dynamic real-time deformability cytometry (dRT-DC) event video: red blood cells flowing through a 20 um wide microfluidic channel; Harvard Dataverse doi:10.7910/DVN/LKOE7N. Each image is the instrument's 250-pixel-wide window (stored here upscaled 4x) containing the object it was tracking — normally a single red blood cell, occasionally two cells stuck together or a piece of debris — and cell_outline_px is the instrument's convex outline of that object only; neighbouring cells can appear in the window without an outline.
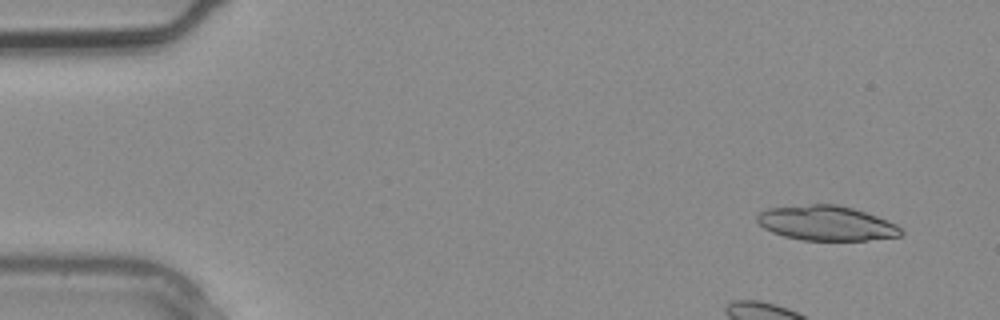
{"species": "common noctule bat (a hibernating species)", "species_latin": "Nyctalus noctula", "temperature_condition": "warm", "stored_images_in_passage": 3, "camera_frame_rate_fps": 3000, "um_per_image_px": 0.085, "animal": {"sex": "male", "body_mass_g": 20.4}, "frame": {"image": 1, "passage_image": 1, "time_ms": 0.0, "image_size_px": [1000, 320], "cell_outline_px": [[904, 232], [900, 236], [868, 240], [800, 240], [784, 236], [772, 232], [764, 228], [756, 220], [756, 216], [760, 212], [768, 208], [808, 204], [836, 204], [852, 208], [876, 216], [896, 224]], "centroid_in_image_um": [70.22, 18.97], "position_along_channel_um": 14.8, "area_um2": 29.07}}